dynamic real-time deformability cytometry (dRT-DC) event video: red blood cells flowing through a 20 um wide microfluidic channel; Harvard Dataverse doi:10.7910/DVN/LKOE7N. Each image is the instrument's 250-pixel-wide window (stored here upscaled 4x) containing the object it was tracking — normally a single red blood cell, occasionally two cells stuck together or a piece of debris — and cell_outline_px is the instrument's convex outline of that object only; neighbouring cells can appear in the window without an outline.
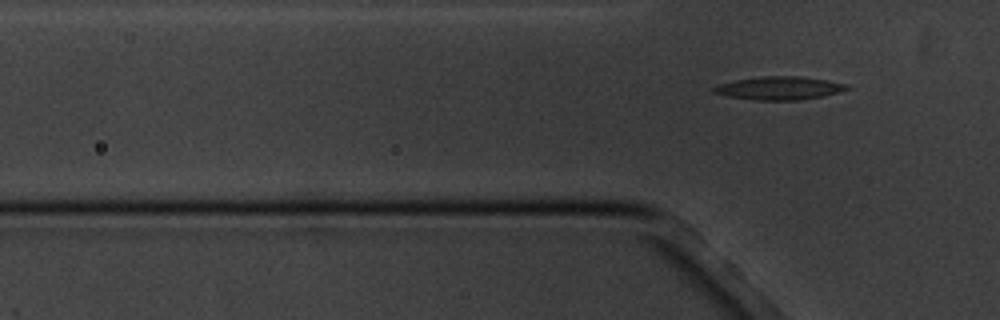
{"species": "common noctule bat (a hibernating species)", "species_latin": "Nyctalus noctula", "temperature_condition": "cold", "stored_images_in_passage": 3, "segment_of_instrument_passage": [2, 2], "camera_frame_rate_fps": 3000, "um_per_image_px": 0.085, "animal": {"sex": "male", "body_mass_g": 20.1, "forearm_length_mm": 53.5}, "frame": {"image": 1, "passage_image": 3, "time_ms": 3.333, "image_size_px": [1000, 320], "cell_outline_px": [[848, 88], [840, 92], [824, 96], [796, 100], [752, 100], [728, 96], [712, 92], [712, 88], [716, 84], [736, 80], [760, 76], [800, 76], [828, 80], [848, 84]], "centroid_in_image_um": [66.22, 7.49], "position_along_channel_um": 59.6, "area_um2": 18.09}}